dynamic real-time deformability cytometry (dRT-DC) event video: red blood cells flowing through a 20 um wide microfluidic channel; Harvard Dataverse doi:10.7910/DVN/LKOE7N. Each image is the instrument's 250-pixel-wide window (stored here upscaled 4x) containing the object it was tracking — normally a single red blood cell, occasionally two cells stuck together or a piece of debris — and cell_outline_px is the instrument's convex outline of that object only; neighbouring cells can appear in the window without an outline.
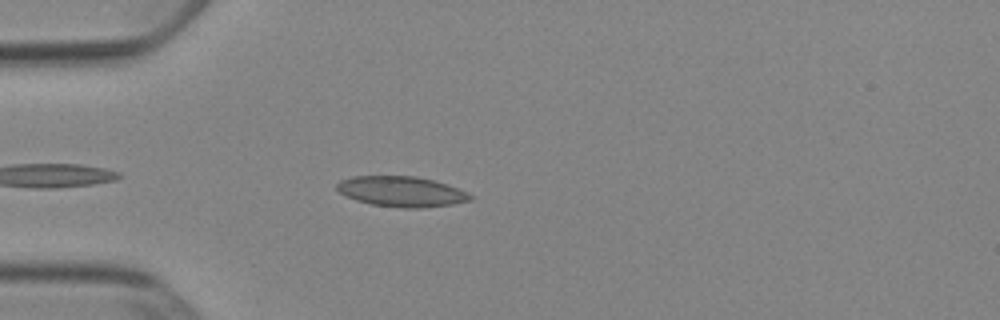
{"species": "Egyptian fruit bat (a non-hibernating species)", "species_latin": "Rousettus aegyptiacus", "temperature_condition": "cold", "stored_images_in_passage": 28, "camera_frame_rate_fps": 3000, "um_per_image_px": 0.085, "animal": {"sex": "female"}, "frame": {"image": 1, "passage_image": 4, "time_ms": 1.0, "image_size_px": [1000, 320], "cell_outline_px": [[476, 196], [472, 200], [452, 204], [420, 208], [404, 208], [372, 204], [356, 200], [340, 192], [336, 188], [336, 184], [340, 180], [352, 176], [416, 176], [448, 184], [468, 192]], "centroid_in_image_um": [34.17, 16.27], "position_along_channel_um": 50.8, "area_um2": 23.64}}
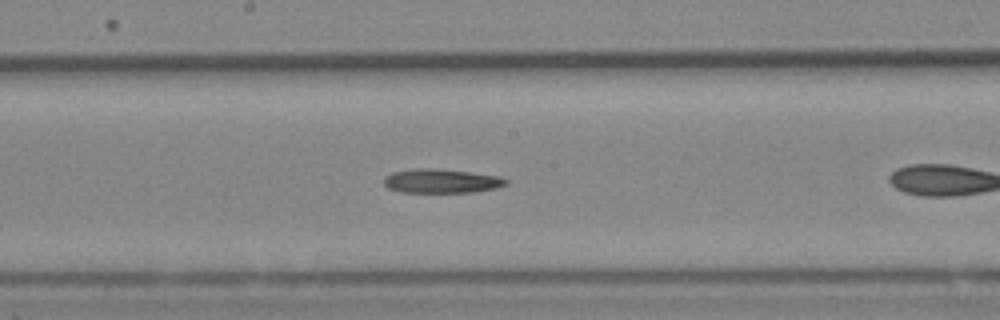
{"frame": {"image": 2, "passage_image": 14, "time_ms": 4.333, "image_size_px": [1000, 320], "cell_outline_px": [[508, 184], [496, 188], [472, 192], [400, 192], [388, 188], [384, 184], [384, 176], [392, 172], [416, 168], [432, 168], [468, 172], [500, 176], [508, 180]], "centroid_in_image_um": [37.5, 15.38], "position_along_channel_um": 210.7, "area_um2": 17.11}}
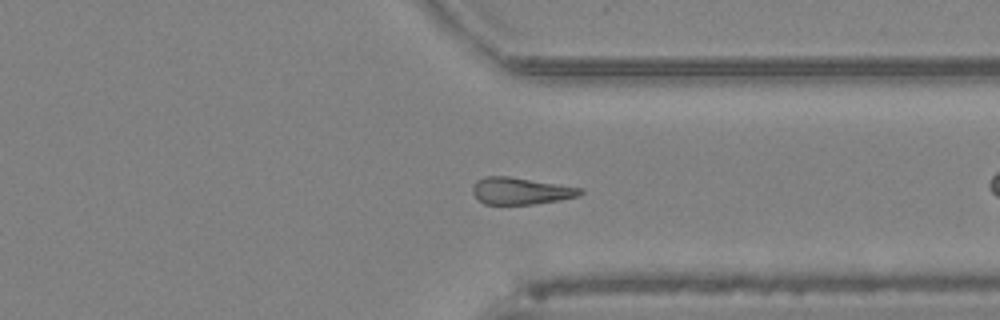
{"frame": {"image": 3, "passage_image": 26, "time_ms": 8.333, "image_size_px": [1000, 320], "cell_outline_px": [[584, 192], [580, 196], [560, 200], [532, 204], [484, 204], [472, 192], [472, 188], [476, 180], [484, 176], [508, 176], [584, 188]], "centroid_in_image_um": [44.29, 16.22], "position_along_channel_um": 367.1, "area_um2": 16.94}}